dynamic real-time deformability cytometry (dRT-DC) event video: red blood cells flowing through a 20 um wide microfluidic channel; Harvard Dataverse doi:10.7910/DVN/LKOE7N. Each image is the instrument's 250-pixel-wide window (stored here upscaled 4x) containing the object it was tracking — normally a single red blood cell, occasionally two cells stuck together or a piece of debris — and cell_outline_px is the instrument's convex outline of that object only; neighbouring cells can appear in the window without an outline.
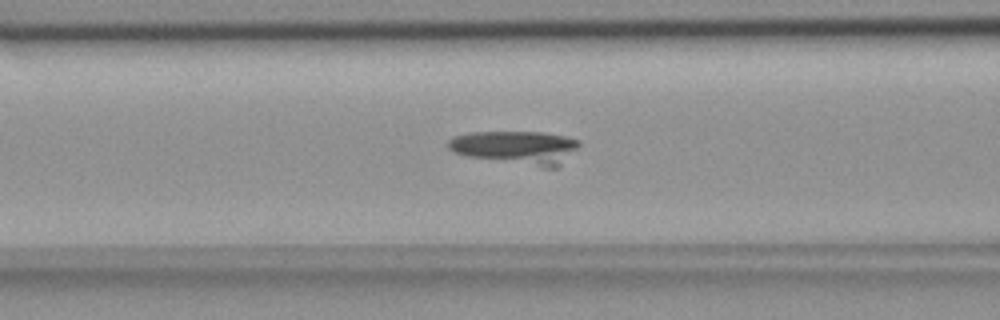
{"species": "common noctule bat (a hibernating species)", "species_latin": "Nyctalus noctula", "temperature_condition": "room temperature", "stored_images_in_passage": 55, "camera_frame_rate_fps": 3000, "um_per_image_px": 0.085, "animal": {"sex": "female", "body_mass_g": 18.4}, "frame": {"image": 1, "passage_image": 22, "time_ms": 7.0, "image_size_px": [1000, 320], "cell_outline_px": [[580, 144], [556, 168], [544, 168], [464, 156], [452, 152], [448, 148], [448, 140], [456, 136], [472, 132], [544, 132], [564, 136], [580, 140]], "centroid_in_image_um": [43.83, 12.54], "position_along_channel_um": 122.8, "area_um2": 25.49}}
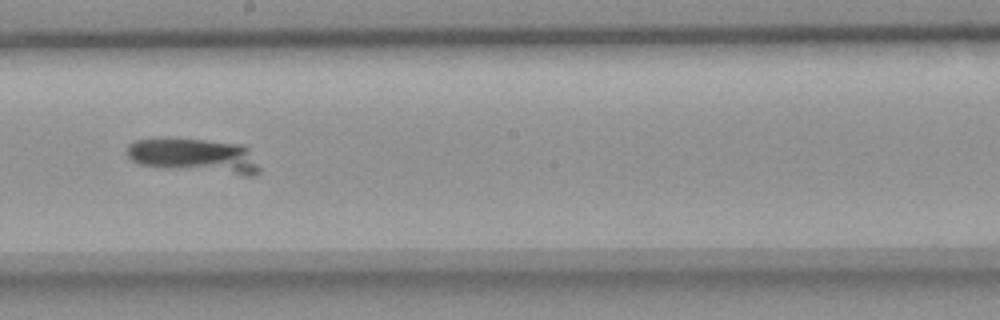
{"frame": {"image": 2, "passage_image": 31, "time_ms": 10.0, "image_size_px": [1000, 320], "cell_outline_px": [[260, 172], [252, 176], [244, 176], [168, 168], [140, 164], [132, 160], [128, 156], [128, 144], [136, 140], [204, 140], [244, 144], [248, 148], [260, 168]], "centroid_in_image_um": [16.62, 13.27], "position_along_channel_um": 231.6, "area_um2": 26.24}}
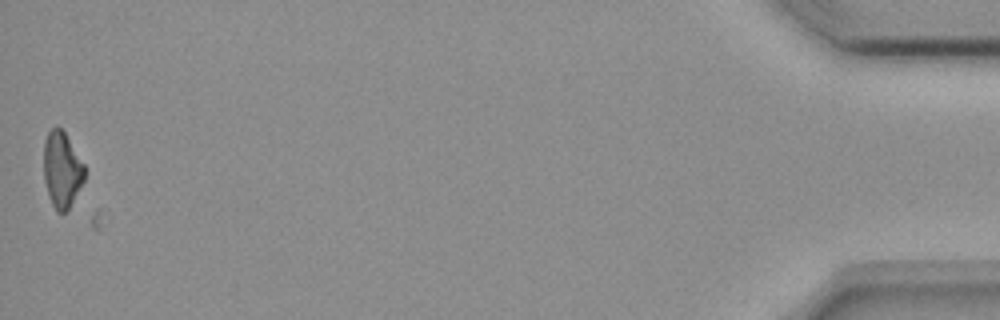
{"frame": {"image": 3, "passage_image": 55, "time_ms": 18.0, "image_size_px": [1000, 320], "cell_outline_px": [[84, 180], [68, 208], [64, 212], [56, 212], [52, 204], [44, 180], [44, 140], [48, 132], [56, 124], [64, 132], [84, 164]], "centroid_in_image_um": [5.24, 14.39], "position_along_channel_um": 430.0, "area_um2": 17.74}}